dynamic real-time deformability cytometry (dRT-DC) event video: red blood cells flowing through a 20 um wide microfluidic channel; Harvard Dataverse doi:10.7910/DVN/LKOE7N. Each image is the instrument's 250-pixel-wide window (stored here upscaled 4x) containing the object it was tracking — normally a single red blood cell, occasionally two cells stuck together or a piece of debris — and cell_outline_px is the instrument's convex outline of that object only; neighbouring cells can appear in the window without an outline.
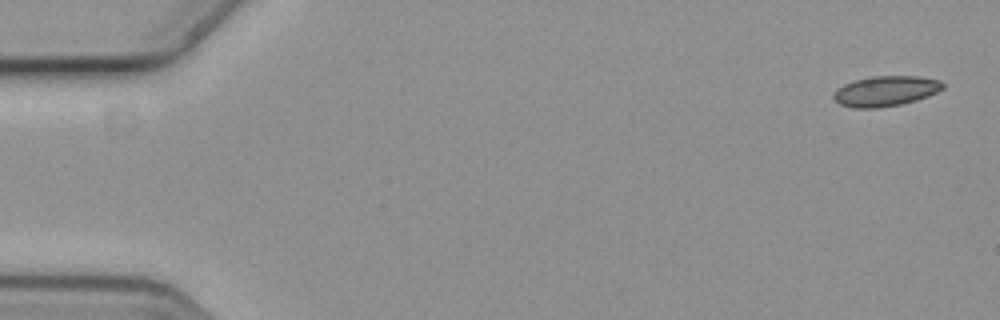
{"species": "common noctule bat (a hibernating species)", "species_latin": "Nyctalus noctula", "temperature_condition": "cold", "stored_images_in_passage": 6, "camera_frame_rate_fps": 3000, "um_per_image_px": 0.085, "animal": {"sex": "female", "body_mass_g": 19.3, "forearm_length_mm": 54.1}, "frame": {"image": 1, "passage_image": 1, "time_ms": 0.0, "image_size_px": [1000, 320], "cell_outline_px": [[944, 88], [928, 96], [916, 100], [900, 104], [876, 108], [852, 108], [840, 104], [832, 96], [836, 88], [844, 84], [856, 80], [872, 76], [920, 76], [940, 80], [944, 84]], "centroid_in_image_um": [75.27, 7.73], "position_along_channel_um": 9.7, "area_um2": 19.25}}